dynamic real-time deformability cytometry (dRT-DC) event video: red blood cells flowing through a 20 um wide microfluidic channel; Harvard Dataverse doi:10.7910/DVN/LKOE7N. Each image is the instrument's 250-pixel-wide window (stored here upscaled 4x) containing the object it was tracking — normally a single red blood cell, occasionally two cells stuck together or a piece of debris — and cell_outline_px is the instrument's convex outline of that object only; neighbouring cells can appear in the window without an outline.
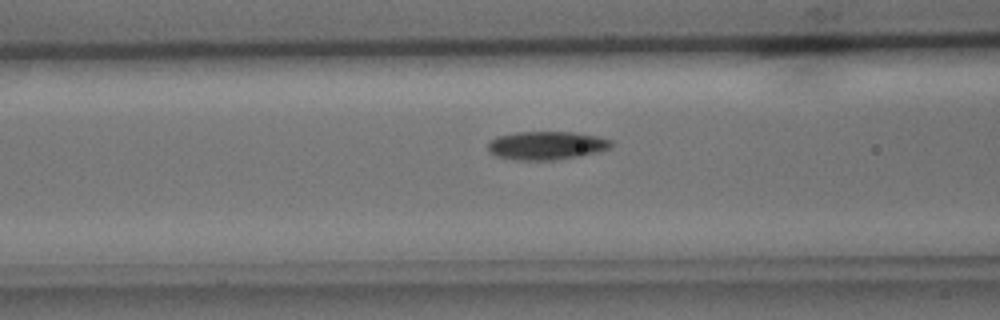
{"species": "common noctule bat (a hibernating species)", "species_latin": "Nyctalus noctula", "temperature_condition": "cold", "stored_images_in_passage": 35, "camera_frame_rate_fps": 3000, "um_per_image_px": 0.085, "animal": {"sex": "male", "body_mass_g": 15.6}, "frame": {"image": 1, "passage_image": 9, "time_ms": 2.667, "image_size_px": [1000, 320], "cell_outline_px": [[616, 144], [612, 148], [600, 152], [580, 156], [556, 160], [512, 160], [496, 156], [488, 152], [488, 140], [496, 136], [516, 132], [572, 132], [596, 136], [612, 140]], "centroid_in_image_um": [46.46, 12.37], "position_along_channel_um": 120.1, "area_um2": 20.87}}
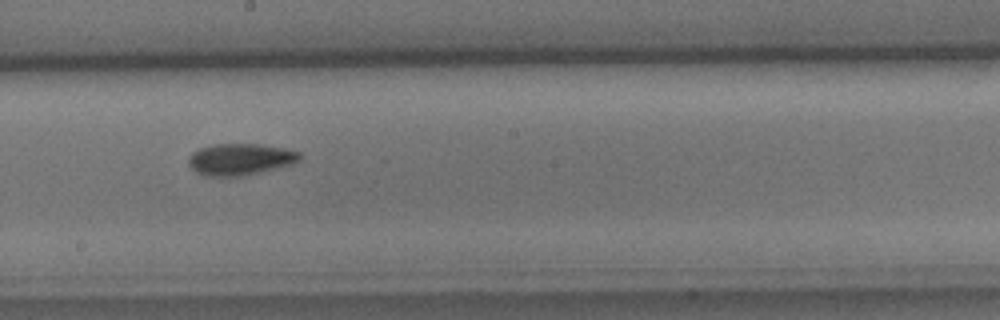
{"frame": {"image": 2, "passage_image": 17, "time_ms": 5.333, "image_size_px": [1000, 320], "cell_outline_px": [[304, 156], [300, 160], [292, 164], [244, 176], [204, 176], [196, 172], [188, 164], [188, 156], [192, 152], [200, 148], [216, 144], [256, 144], [280, 148], [300, 152]], "centroid_in_image_um": [20.4, 13.55], "position_along_channel_um": 227.8, "area_um2": 20.46}}
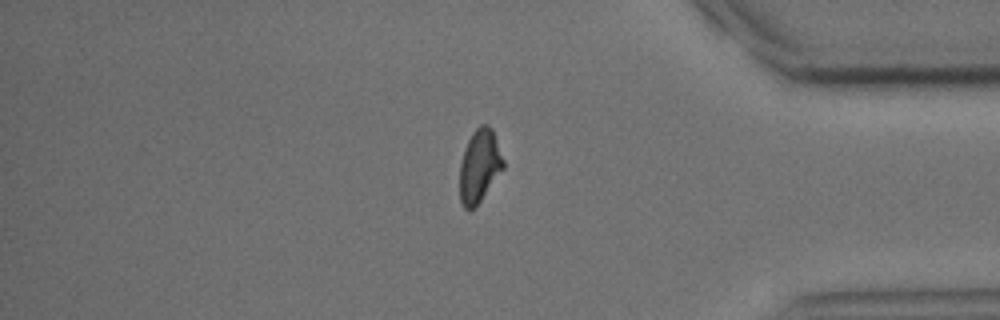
{"frame": {"image": 3, "passage_image": 31, "time_ms": 10.0, "image_size_px": [1000, 320], "cell_outline_px": [[504, 168], [476, 208], [472, 212], [468, 212], [464, 208], [460, 200], [460, 164], [464, 148], [472, 132], [480, 124], [488, 124], [492, 128], [504, 160]], "centroid_in_image_um": [40.75, 14.14], "position_along_channel_um": 394.4, "area_um2": 18.9}, "authors_computed_cell_mechanics": {"area_um2": 19.7676, "velocity_mm_per_s": 4.0293, "shape_relaxation_time_tau1_ms": 3.8466, "shape_relaxation_time_tau2_ms": 4.4751, "deformation_change_tau1": 0.1281, "deformation_change_tau2": 0.103}}